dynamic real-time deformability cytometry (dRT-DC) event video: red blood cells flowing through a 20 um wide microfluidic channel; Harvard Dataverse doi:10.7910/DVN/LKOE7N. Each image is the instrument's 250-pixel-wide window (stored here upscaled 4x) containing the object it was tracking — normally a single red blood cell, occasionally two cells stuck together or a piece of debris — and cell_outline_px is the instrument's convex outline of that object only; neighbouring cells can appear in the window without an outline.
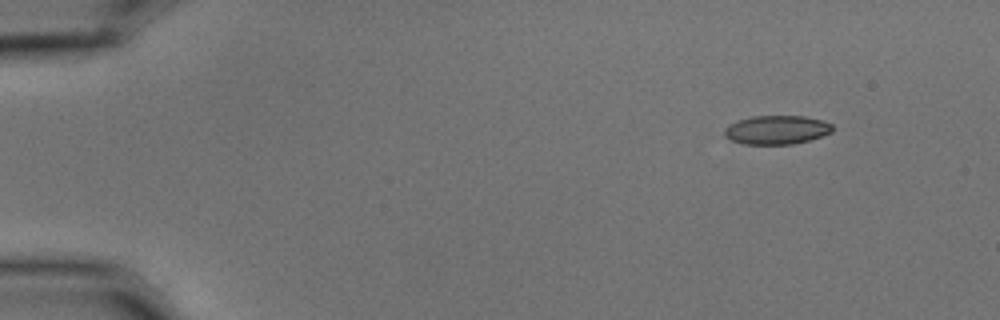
{"species": "common noctule bat (a hibernating species)", "species_latin": "Nyctalus noctula", "temperature_condition": "cold", "stored_images_in_passage": 6, "camera_frame_rate_fps": 3000, "um_per_image_px": 0.085, "animal": {"sex": "male", "body_mass_g": 15.6}, "frame": {"image": 1, "passage_image": 1, "time_ms": 0.0, "image_size_px": [1000, 320], "cell_outline_px": [[832, 132], [808, 140], [792, 144], [744, 144], [732, 140], [724, 136], [724, 128], [728, 124], [736, 120], [752, 116], [804, 116], [824, 120], [832, 124]], "centroid_in_image_um": [65.98, 11.02], "position_along_channel_um": 19.0, "area_um2": 18.21}}
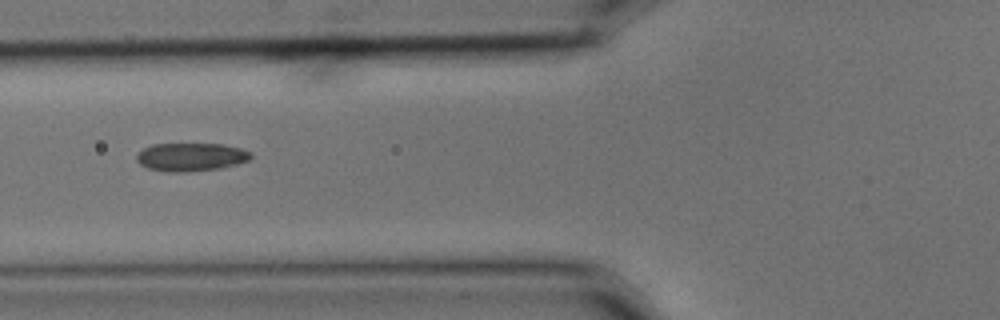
{"frame": {"image": 2, "passage_image": 5, "time_ms": 1.333, "image_size_px": [1000, 320], "cell_outline_px": [[252, 156], [248, 160], [224, 168], [184, 172], [168, 172], [148, 168], [140, 164], [136, 160], [136, 156], [144, 148], [152, 144], [224, 144], [240, 148], [252, 152]], "centroid_in_image_um": [16.24, 13.34], "position_along_channel_um": 109.6, "area_um2": 18.84}}
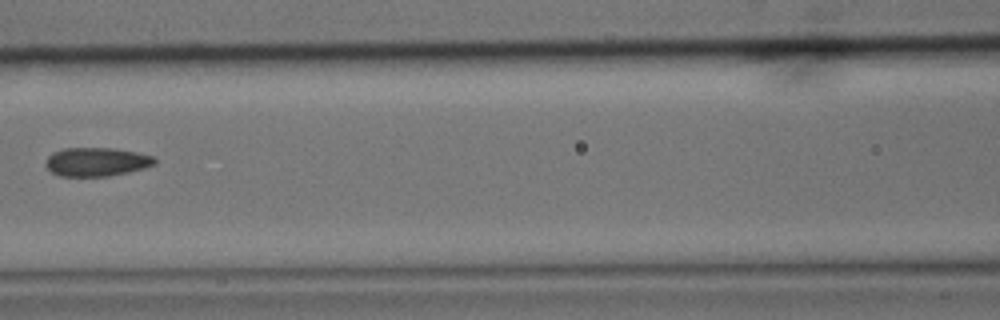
{"frame": {"image": 3, "passage_image": 6, "time_ms": 1.667, "image_size_px": [1000, 320], "cell_outline_px": [[156, 164], [144, 168], [128, 172], [108, 176], [60, 176], [52, 172], [44, 164], [44, 160], [52, 152], [64, 148], [112, 148], [136, 152], [156, 156]], "centroid_in_image_um": [8.2, 13.75], "position_along_channel_um": 158.4, "area_um2": 18.38}}